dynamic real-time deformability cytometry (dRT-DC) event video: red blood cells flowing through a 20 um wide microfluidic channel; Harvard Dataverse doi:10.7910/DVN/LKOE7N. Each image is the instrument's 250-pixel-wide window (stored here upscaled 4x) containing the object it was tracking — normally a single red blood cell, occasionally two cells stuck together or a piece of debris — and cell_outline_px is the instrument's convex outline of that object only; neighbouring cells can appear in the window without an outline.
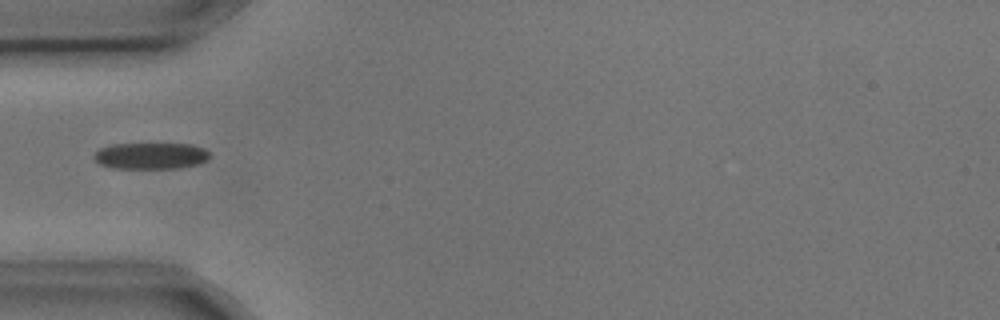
{"species": "common noctule bat (a hibernating species)", "species_latin": "Nyctalus noctula", "temperature_condition": "cold", "stored_images_in_passage": 1, "camera_frame_rate_fps": 3000, "um_per_image_px": 0.085, "animal": {"sex": "male", "body_mass_g": 17.9, "forearm_length_mm": 54.2}, "frame": {"image": 1, "passage_image": 1, "time_ms": 0.0, "image_size_px": [1000, 320], "cell_outline_px": [[208, 160], [200, 164], [180, 168], [112, 168], [100, 164], [92, 156], [100, 148], [112, 144], [192, 144], [204, 148], [208, 152]], "centroid_in_image_um": [12.83, 13.25], "position_along_channel_um": 72.2, "area_um2": 17.86}}